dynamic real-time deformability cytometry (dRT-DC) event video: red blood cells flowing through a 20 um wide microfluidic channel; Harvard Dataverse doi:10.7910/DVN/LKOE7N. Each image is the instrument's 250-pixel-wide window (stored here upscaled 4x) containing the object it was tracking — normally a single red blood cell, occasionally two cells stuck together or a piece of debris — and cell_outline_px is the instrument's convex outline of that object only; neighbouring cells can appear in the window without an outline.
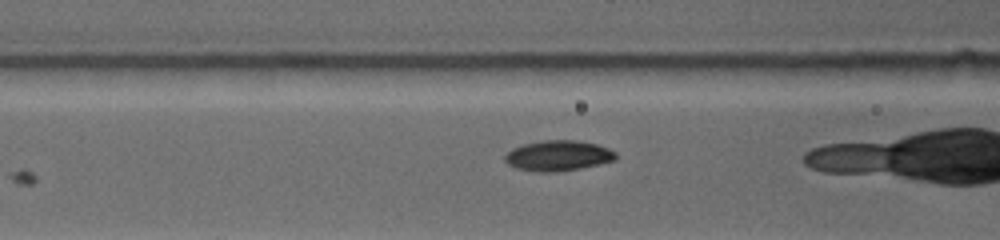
{"species": "common noctule bat (a hibernating species)", "species_latin": "Nyctalus noctula", "temperature_condition": "warm", "stored_images_in_passage": 8, "camera_frame_rate_fps": 4500, "um_per_image_px": 0.085, "animal": {"sex": "female", "body_mass_g": 19.0, "forearm_length_mm": 53.3}, "frame": {"image": 1, "passage_image": 8, "time_ms": 4.667, "image_size_px": [1000, 240], "cell_outline_px": [[616, 160], [600, 164], [580, 168], [556, 172], [536, 172], [516, 168], [508, 164], [504, 160], [504, 156], [512, 148], [524, 144], [544, 140], [576, 140], [596, 144], [608, 148], [616, 152]], "centroid_in_image_um": [47.44, 13.24], "position_along_channel_um": 119.2, "area_um2": 19.71}}